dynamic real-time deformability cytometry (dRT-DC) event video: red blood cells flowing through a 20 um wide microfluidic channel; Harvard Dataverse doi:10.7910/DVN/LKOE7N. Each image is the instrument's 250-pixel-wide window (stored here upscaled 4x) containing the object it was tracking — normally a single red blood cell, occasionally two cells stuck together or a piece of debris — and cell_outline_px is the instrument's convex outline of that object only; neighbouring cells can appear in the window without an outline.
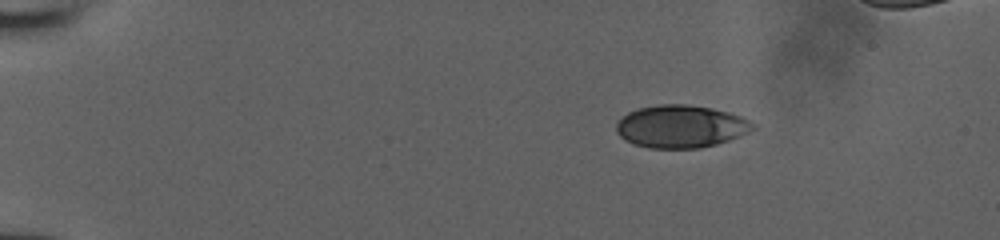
{"species": "human", "species_latin": "Homo sapiens", "temperature_condition": "room temperature", "stored_images_in_passage": 44, "camera_frame_rate_fps": 3000, "um_per_image_px": 0.085, "donor": {"sex": "male"}, "frame": {"image": 1, "passage_image": 1, "time_ms": 0.0, "image_size_px": [1000, 240], "cell_outline_px": [[756, 128], [740, 136], [716, 144], [700, 148], [648, 148], [632, 144], [624, 140], [616, 132], [616, 124], [628, 112], [636, 108], [656, 104], [688, 104], [712, 108], [728, 112], [740, 116], [756, 124]], "centroid_in_image_um": [57.85, 10.74], "position_along_channel_um": 27.1, "area_um2": 34.16}}
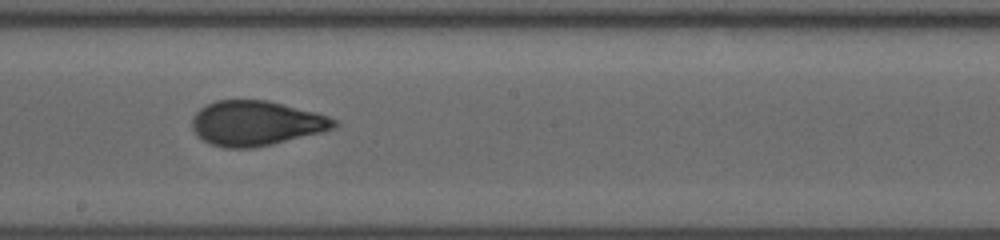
{"frame": {"image": 2, "passage_image": 23, "time_ms": 7.333, "image_size_px": [1000, 240], "cell_outline_px": [[340, 124], [324, 132], [256, 148], [224, 148], [212, 144], [196, 136], [192, 128], [192, 120], [196, 112], [200, 108], [216, 100], [268, 100], [316, 112], [340, 120]], "centroid_in_image_um": [21.8, 10.48], "position_along_channel_um": 226.4, "area_um2": 37.45}}
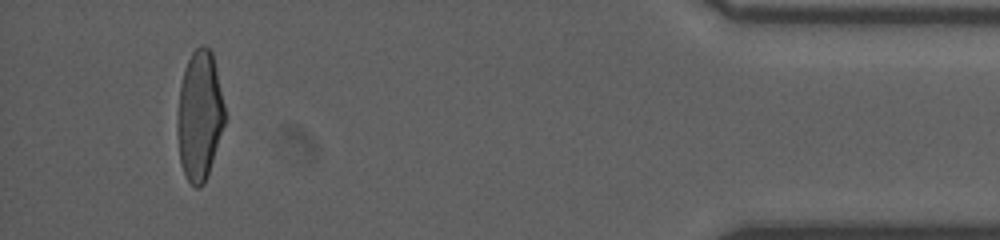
{"frame": {"image": 3, "passage_image": 41, "time_ms": 13.333, "image_size_px": [1000, 240], "cell_outline_px": [[224, 124], [208, 176], [204, 184], [200, 188], [196, 188], [188, 180], [180, 164], [176, 124], [180, 84], [184, 68], [192, 52], [200, 44], [204, 44], [212, 52], [216, 68], [224, 104]], "centroid_in_image_um": [16.94, 9.83], "position_along_channel_um": 418.3, "area_um2": 35.89}}